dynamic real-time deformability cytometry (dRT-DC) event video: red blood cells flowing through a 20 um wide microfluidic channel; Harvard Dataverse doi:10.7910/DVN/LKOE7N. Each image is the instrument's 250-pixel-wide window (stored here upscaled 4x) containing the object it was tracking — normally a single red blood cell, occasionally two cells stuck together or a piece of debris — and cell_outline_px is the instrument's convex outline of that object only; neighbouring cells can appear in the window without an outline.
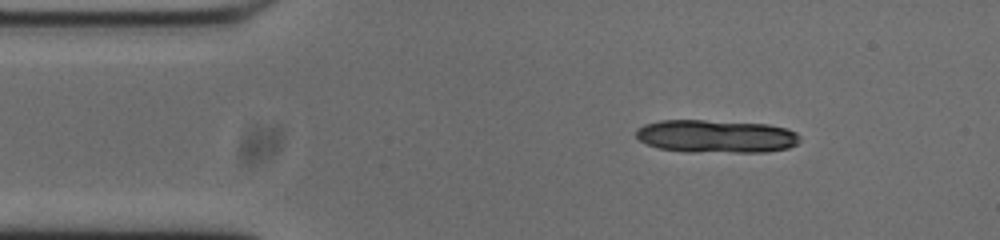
{"species": "common noctule bat (a hibernating species)", "species_latin": "Nyctalus noctula", "temperature_condition": "cold", "stored_images_in_passage": 47, "camera_frame_rate_fps": 3000, "um_per_image_px": 0.085, "animal": {"sex": "male", "body_mass_g": 20.0, "forearm_length_mm": 53.3}, "frame": {"image": 1, "passage_image": 1, "time_ms": 0.0, "image_size_px": [1000, 240], "cell_outline_px": [[800, 140], [796, 144], [788, 148], [768, 152], [684, 152], [660, 148], [648, 144], [640, 140], [636, 136], [636, 128], [644, 124], [660, 120], [704, 120], [768, 124], [788, 128], [796, 132], [800, 136]], "centroid_in_image_um": [60.89, 11.58], "position_along_channel_um": 24.1, "area_um2": 31.79}}
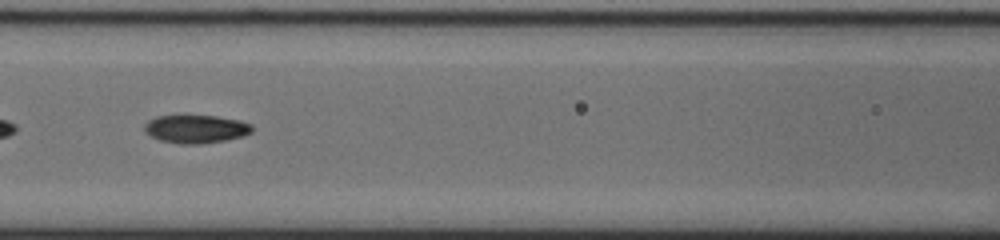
{"frame": {"image": 2, "passage_image": 16, "time_ms": 5.0, "image_size_px": [1000, 240], "cell_outline_px": [[252, 132], [244, 136], [224, 140], [200, 144], [180, 144], [160, 140], [144, 132], [144, 124], [148, 120], [156, 116], [184, 112], [216, 116], [240, 120], [252, 124]], "centroid_in_image_um": [16.61, 10.91], "position_along_channel_um": 150.0, "area_um2": 18.55}}
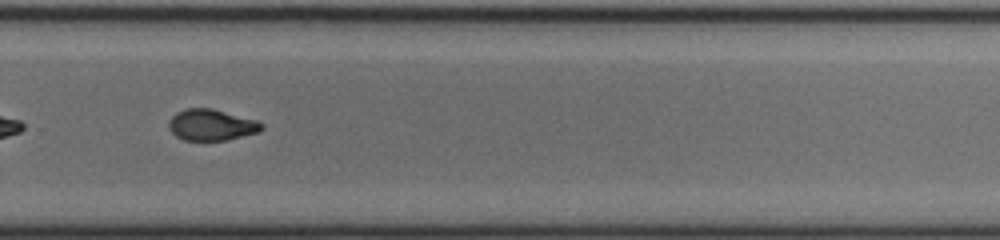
{"frame": {"image": 3, "passage_image": 29, "time_ms": 9.333, "image_size_px": [1000, 240], "cell_outline_px": [[264, 128], [260, 132], [228, 140], [184, 140], [176, 136], [168, 128], [168, 124], [172, 116], [176, 112], [184, 108], [212, 108], [256, 120], [264, 124]], "centroid_in_image_um": [17.98, 10.61], "position_along_channel_um": 311.8, "area_um2": 17.05}, "authors_computed_cell_mechanics": {"area_um2": 17.629, "velocity_mm_per_s": 3.7548, "shape_relaxation_time_tau1_ms": 11.2591, "shape_relaxation_time_tau2_ms": 2.6678, "deformation_change_tau1": 0.2368, "deformation_change_tau2": 0.0806}}